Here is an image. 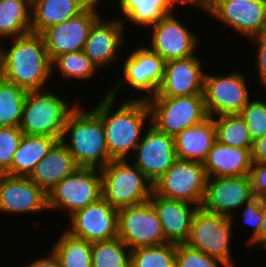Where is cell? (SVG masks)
I'll use <instances>...</instances> for the list:
<instances>
[{
    "mask_svg": "<svg viewBox=\"0 0 266 267\" xmlns=\"http://www.w3.org/2000/svg\"><path fill=\"white\" fill-rule=\"evenodd\" d=\"M127 100L115 106L116 98L102 96L101 101L92 108L102 119L105 130L106 145L112 160H128L142 139L145 124H151L148 103L143 99ZM116 108L115 111H113ZM149 122V123H147Z\"/></svg>",
    "mask_w": 266,
    "mask_h": 267,
    "instance_id": "obj_1",
    "label": "cell"
},
{
    "mask_svg": "<svg viewBox=\"0 0 266 267\" xmlns=\"http://www.w3.org/2000/svg\"><path fill=\"white\" fill-rule=\"evenodd\" d=\"M10 41L9 49L0 45V76L26 92L48 89L52 61L41 34L30 32Z\"/></svg>",
    "mask_w": 266,
    "mask_h": 267,
    "instance_id": "obj_2",
    "label": "cell"
},
{
    "mask_svg": "<svg viewBox=\"0 0 266 267\" xmlns=\"http://www.w3.org/2000/svg\"><path fill=\"white\" fill-rule=\"evenodd\" d=\"M80 106L77 104L68 114L61 142L78 167L102 169L112 160L102 119L93 109Z\"/></svg>",
    "mask_w": 266,
    "mask_h": 267,
    "instance_id": "obj_3",
    "label": "cell"
},
{
    "mask_svg": "<svg viewBox=\"0 0 266 267\" xmlns=\"http://www.w3.org/2000/svg\"><path fill=\"white\" fill-rule=\"evenodd\" d=\"M54 92H27L20 122L23 135L50 136L61 141L67 116L79 102H68L61 93Z\"/></svg>",
    "mask_w": 266,
    "mask_h": 267,
    "instance_id": "obj_4",
    "label": "cell"
},
{
    "mask_svg": "<svg viewBox=\"0 0 266 267\" xmlns=\"http://www.w3.org/2000/svg\"><path fill=\"white\" fill-rule=\"evenodd\" d=\"M136 47L130 50L131 53H127L128 57L125 52L124 58L122 57L124 59L122 70L120 69L122 77L120 76L118 80L116 78L114 86H111L105 95L117 98V94L125 86L137 93L140 92V95L144 94V96L136 95L133 99L147 100L157 94L163 82L166 61L147 45Z\"/></svg>",
    "mask_w": 266,
    "mask_h": 267,
    "instance_id": "obj_5",
    "label": "cell"
},
{
    "mask_svg": "<svg viewBox=\"0 0 266 267\" xmlns=\"http://www.w3.org/2000/svg\"><path fill=\"white\" fill-rule=\"evenodd\" d=\"M102 197L113 207L137 205L153 193L151 181L130 160H111L100 169Z\"/></svg>",
    "mask_w": 266,
    "mask_h": 267,
    "instance_id": "obj_6",
    "label": "cell"
},
{
    "mask_svg": "<svg viewBox=\"0 0 266 267\" xmlns=\"http://www.w3.org/2000/svg\"><path fill=\"white\" fill-rule=\"evenodd\" d=\"M101 197L100 169L79 167L47 193V208L50 212L52 210L68 212V218Z\"/></svg>",
    "mask_w": 266,
    "mask_h": 267,
    "instance_id": "obj_7",
    "label": "cell"
},
{
    "mask_svg": "<svg viewBox=\"0 0 266 267\" xmlns=\"http://www.w3.org/2000/svg\"><path fill=\"white\" fill-rule=\"evenodd\" d=\"M146 101L150 109L151 124L172 137L208 117L204 94L150 97Z\"/></svg>",
    "mask_w": 266,
    "mask_h": 267,
    "instance_id": "obj_8",
    "label": "cell"
},
{
    "mask_svg": "<svg viewBox=\"0 0 266 267\" xmlns=\"http://www.w3.org/2000/svg\"><path fill=\"white\" fill-rule=\"evenodd\" d=\"M232 229L234 228L230 217L198 208L194 213L186 244L220 260L228 267H236L230 247L234 233Z\"/></svg>",
    "mask_w": 266,
    "mask_h": 267,
    "instance_id": "obj_9",
    "label": "cell"
},
{
    "mask_svg": "<svg viewBox=\"0 0 266 267\" xmlns=\"http://www.w3.org/2000/svg\"><path fill=\"white\" fill-rule=\"evenodd\" d=\"M247 75L237 70L224 76L205 72L203 94L208 116L236 114L243 109L251 100Z\"/></svg>",
    "mask_w": 266,
    "mask_h": 267,
    "instance_id": "obj_10",
    "label": "cell"
},
{
    "mask_svg": "<svg viewBox=\"0 0 266 267\" xmlns=\"http://www.w3.org/2000/svg\"><path fill=\"white\" fill-rule=\"evenodd\" d=\"M207 175L203 163L176 159L173 165L153 184V192L167 199L202 204Z\"/></svg>",
    "mask_w": 266,
    "mask_h": 267,
    "instance_id": "obj_11",
    "label": "cell"
},
{
    "mask_svg": "<svg viewBox=\"0 0 266 267\" xmlns=\"http://www.w3.org/2000/svg\"><path fill=\"white\" fill-rule=\"evenodd\" d=\"M118 237L131 250L167 243L150 201L118 209Z\"/></svg>",
    "mask_w": 266,
    "mask_h": 267,
    "instance_id": "obj_12",
    "label": "cell"
},
{
    "mask_svg": "<svg viewBox=\"0 0 266 267\" xmlns=\"http://www.w3.org/2000/svg\"><path fill=\"white\" fill-rule=\"evenodd\" d=\"M165 15L148 29L151 32V42L147 45L151 50L160 55L165 61L184 59L195 55L201 42L196 32L190 30L187 24L178 20L177 13Z\"/></svg>",
    "mask_w": 266,
    "mask_h": 267,
    "instance_id": "obj_13",
    "label": "cell"
},
{
    "mask_svg": "<svg viewBox=\"0 0 266 267\" xmlns=\"http://www.w3.org/2000/svg\"><path fill=\"white\" fill-rule=\"evenodd\" d=\"M249 175L237 177H209L201 209L231 218L235 222V212L254 199Z\"/></svg>",
    "mask_w": 266,
    "mask_h": 267,
    "instance_id": "obj_14",
    "label": "cell"
},
{
    "mask_svg": "<svg viewBox=\"0 0 266 267\" xmlns=\"http://www.w3.org/2000/svg\"><path fill=\"white\" fill-rule=\"evenodd\" d=\"M207 14L247 39L266 31V0H212Z\"/></svg>",
    "mask_w": 266,
    "mask_h": 267,
    "instance_id": "obj_15",
    "label": "cell"
},
{
    "mask_svg": "<svg viewBox=\"0 0 266 267\" xmlns=\"http://www.w3.org/2000/svg\"><path fill=\"white\" fill-rule=\"evenodd\" d=\"M99 7L88 6L79 15L50 26L40 33L51 61L61 54L83 50L90 29L103 16Z\"/></svg>",
    "mask_w": 266,
    "mask_h": 267,
    "instance_id": "obj_16",
    "label": "cell"
},
{
    "mask_svg": "<svg viewBox=\"0 0 266 267\" xmlns=\"http://www.w3.org/2000/svg\"><path fill=\"white\" fill-rule=\"evenodd\" d=\"M70 235L90 243L118 237V209L103 197L68 217Z\"/></svg>",
    "mask_w": 266,
    "mask_h": 267,
    "instance_id": "obj_17",
    "label": "cell"
},
{
    "mask_svg": "<svg viewBox=\"0 0 266 267\" xmlns=\"http://www.w3.org/2000/svg\"><path fill=\"white\" fill-rule=\"evenodd\" d=\"M131 161L154 184L177 159L174 137L147 125Z\"/></svg>",
    "mask_w": 266,
    "mask_h": 267,
    "instance_id": "obj_18",
    "label": "cell"
},
{
    "mask_svg": "<svg viewBox=\"0 0 266 267\" xmlns=\"http://www.w3.org/2000/svg\"><path fill=\"white\" fill-rule=\"evenodd\" d=\"M125 27L119 18L100 17L90 29L83 51L92 63L100 69H106L120 61L121 51L125 47ZM114 62V63H113Z\"/></svg>",
    "mask_w": 266,
    "mask_h": 267,
    "instance_id": "obj_19",
    "label": "cell"
},
{
    "mask_svg": "<svg viewBox=\"0 0 266 267\" xmlns=\"http://www.w3.org/2000/svg\"><path fill=\"white\" fill-rule=\"evenodd\" d=\"M48 211L47 193L27 176L0 173V213L27 215Z\"/></svg>",
    "mask_w": 266,
    "mask_h": 267,
    "instance_id": "obj_20",
    "label": "cell"
},
{
    "mask_svg": "<svg viewBox=\"0 0 266 267\" xmlns=\"http://www.w3.org/2000/svg\"><path fill=\"white\" fill-rule=\"evenodd\" d=\"M198 54L165 62L164 78L152 97H181L203 94L205 70ZM204 69V70H202Z\"/></svg>",
    "mask_w": 266,
    "mask_h": 267,
    "instance_id": "obj_21",
    "label": "cell"
},
{
    "mask_svg": "<svg viewBox=\"0 0 266 267\" xmlns=\"http://www.w3.org/2000/svg\"><path fill=\"white\" fill-rule=\"evenodd\" d=\"M149 201L161 222L166 241L174 244L186 243L194 213L199 207L186 201L167 199L154 192Z\"/></svg>",
    "mask_w": 266,
    "mask_h": 267,
    "instance_id": "obj_22",
    "label": "cell"
},
{
    "mask_svg": "<svg viewBox=\"0 0 266 267\" xmlns=\"http://www.w3.org/2000/svg\"><path fill=\"white\" fill-rule=\"evenodd\" d=\"M203 167L209 177H237L250 174L251 149L231 147L216 141L209 150Z\"/></svg>",
    "mask_w": 266,
    "mask_h": 267,
    "instance_id": "obj_23",
    "label": "cell"
},
{
    "mask_svg": "<svg viewBox=\"0 0 266 267\" xmlns=\"http://www.w3.org/2000/svg\"><path fill=\"white\" fill-rule=\"evenodd\" d=\"M216 142L213 117L184 129L174 137L176 157L203 163Z\"/></svg>",
    "mask_w": 266,
    "mask_h": 267,
    "instance_id": "obj_24",
    "label": "cell"
},
{
    "mask_svg": "<svg viewBox=\"0 0 266 267\" xmlns=\"http://www.w3.org/2000/svg\"><path fill=\"white\" fill-rule=\"evenodd\" d=\"M77 168L67 147L58 141L30 173L28 178L48 193L58 182Z\"/></svg>",
    "mask_w": 266,
    "mask_h": 267,
    "instance_id": "obj_25",
    "label": "cell"
},
{
    "mask_svg": "<svg viewBox=\"0 0 266 267\" xmlns=\"http://www.w3.org/2000/svg\"><path fill=\"white\" fill-rule=\"evenodd\" d=\"M88 5L83 0H32L31 31L40 34L82 13Z\"/></svg>",
    "mask_w": 266,
    "mask_h": 267,
    "instance_id": "obj_26",
    "label": "cell"
},
{
    "mask_svg": "<svg viewBox=\"0 0 266 267\" xmlns=\"http://www.w3.org/2000/svg\"><path fill=\"white\" fill-rule=\"evenodd\" d=\"M119 3L118 14L122 15L119 18L124 27L128 26L127 23L132 25H136L142 30L157 23L160 19H162L165 15L173 13V7L169 3L168 0H117ZM126 20V22H125ZM129 21V22H128ZM131 21V22H130ZM127 25V26H126ZM144 27V29H143Z\"/></svg>",
    "mask_w": 266,
    "mask_h": 267,
    "instance_id": "obj_27",
    "label": "cell"
},
{
    "mask_svg": "<svg viewBox=\"0 0 266 267\" xmlns=\"http://www.w3.org/2000/svg\"><path fill=\"white\" fill-rule=\"evenodd\" d=\"M58 141L50 136L23 135L5 174L28 177Z\"/></svg>",
    "mask_w": 266,
    "mask_h": 267,
    "instance_id": "obj_28",
    "label": "cell"
},
{
    "mask_svg": "<svg viewBox=\"0 0 266 267\" xmlns=\"http://www.w3.org/2000/svg\"><path fill=\"white\" fill-rule=\"evenodd\" d=\"M32 0H0V40L31 31Z\"/></svg>",
    "mask_w": 266,
    "mask_h": 267,
    "instance_id": "obj_29",
    "label": "cell"
},
{
    "mask_svg": "<svg viewBox=\"0 0 266 267\" xmlns=\"http://www.w3.org/2000/svg\"><path fill=\"white\" fill-rule=\"evenodd\" d=\"M59 235L51 250L58 257L61 267H92V243L65 230Z\"/></svg>",
    "mask_w": 266,
    "mask_h": 267,
    "instance_id": "obj_30",
    "label": "cell"
},
{
    "mask_svg": "<svg viewBox=\"0 0 266 267\" xmlns=\"http://www.w3.org/2000/svg\"><path fill=\"white\" fill-rule=\"evenodd\" d=\"M216 141L231 147L252 149L249 127L239 113L213 117Z\"/></svg>",
    "mask_w": 266,
    "mask_h": 267,
    "instance_id": "obj_31",
    "label": "cell"
},
{
    "mask_svg": "<svg viewBox=\"0 0 266 267\" xmlns=\"http://www.w3.org/2000/svg\"><path fill=\"white\" fill-rule=\"evenodd\" d=\"M27 92L0 76V127H20Z\"/></svg>",
    "mask_w": 266,
    "mask_h": 267,
    "instance_id": "obj_32",
    "label": "cell"
},
{
    "mask_svg": "<svg viewBox=\"0 0 266 267\" xmlns=\"http://www.w3.org/2000/svg\"><path fill=\"white\" fill-rule=\"evenodd\" d=\"M99 71L92 61L85 55L84 51L64 53L52 61V75L55 72L67 80H89Z\"/></svg>",
    "mask_w": 266,
    "mask_h": 267,
    "instance_id": "obj_33",
    "label": "cell"
},
{
    "mask_svg": "<svg viewBox=\"0 0 266 267\" xmlns=\"http://www.w3.org/2000/svg\"><path fill=\"white\" fill-rule=\"evenodd\" d=\"M92 267H130L131 249L119 237L92 243Z\"/></svg>",
    "mask_w": 266,
    "mask_h": 267,
    "instance_id": "obj_34",
    "label": "cell"
},
{
    "mask_svg": "<svg viewBox=\"0 0 266 267\" xmlns=\"http://www.w3.org/2000/svg\"><path fill=\"white\" fill-rule=\"evenodd\" d=\"M176 244L137 247L131 250L130 267H175Z\"/></svg>",
    "mask_w": 266,
    "mask_h": 267,
    "instance_id": "obj_35",
    "label": "cell"
},
{
    "mask_svg": "<svg viewBox=\"0 0 266 267\" xmlns=\"http://www.w3.org/2000/svg\"><path fill=\"white\" fill-rule=\"evenodd\" d=\"M262 97H252L239 112L249 127L253 141L266 134V102Z\"/></svg>",
    "mask_w": 266,
    "mask_h": 267,
    "instance_id": "obj_36",
    "label": "cell"
},
{
    "mask_svg": "<svg viewBox=\"0 0 266 267\" xmlns=\"http://www.w3.org/2000/svg\"><path fill=\"white\" fill-rule=\"evenodd\" d=\"M228 267L218 259L190 247L186 243L176 244L175 267Z\"/></svg>",
    "mask_w": 266,
    "mask_h": 267,
    "instance_id": "obj_37",
    "label": "cell"
},
{
    "mask_svg": "<svg viewBox=\"0 0 266 267\" xmlns=\"http://www.w3.org/2000/svg\"><path fill=\"white\" fill-rule=\"evenodd\" d=\"M22 136L20 127H0V173H5L11 167Z\"/></svg>",
    "mask_w": 266,
    "mask_h": 267,
    "instance_id": "obj_38",
    "label": "cell"
},
{
    "mask_svg": "<svg viewBox=\"0 0 266 267\" xmlns=\"http://www.w3.org/2000/svg\"><path fill=\"white\" fill-rule=\"evenodd\" d=\"M240 209L243 210L240 214L242 215L244 223H246L247 226H250L251 229L253 228L251 231L252 233L246 243L248 244L259 233L261 227V222L263 219L262 199L255 197L250 202L240 207L239 210Z\"/></svg>",
    "mask_w": 266,
    "mask_h": 267,
    "instance_id": "obj_39",
    "label": "cell"
},
{
    "mask_svg": "<svg viewBox=\"0 0 266 267\" xmlns=\"http://www.w3.org/2000/svg\"><path fill=\"white\" fill-rule=\"evenodd\" d=\"M255 45H257V57H256V70L257 79L261 87L266 89V31L260 35H257L250 39Z\"/></svg>",
    "mask_w": 266,
    "mask_h": 267,
    "instance_id": "obj_40",
    "label": "cell"
},
{
    "mask_svg": "<svg viewBox=\"0 0 266 267\" xmlns=\"http://www.w3.org/2000/svg\"><path fill=\"white\" fill-rule=\"evenodd\" d=\"M249 176L254 197L266 199V163H252Z\"/></svg>",
    "mask_w": 266,
    "mask_h": 267,
    "instance_id": "obj_41",
    "label": "cell"
},
{
    "mask_svg": "<svg viewBox=\"0 0 266 267\" xmlns=\"http://www.w3.org/2000/svg\"><path fill=\"white\" fill-rule=\"evenodd\" d=\"M262 213L263 219L261 222L259 233L248 244H246L248 245L247 247L251 248V250L256 247L260 250H266V199H262Z\"/></svg>",
    "mask_w": 266,
    "mask_h": 267,
    "instance_id": "obj_42",
    "label": "cell"
},
{
    "mask_svg": "<svg viewBox=\"0 0 266 267\" xmlns=\"http://www.w3.org/2000/svg\"><path fill=\"white\" fill-rule=\"evenodd\" d=\"M251 158L252 163H266V134L253 141Z\"/></svg>",
    "mask_w": 266,
    "mask_h": 267,
    "instance_id": "obj_43",
    "label": "cell"
},
{
    "mask_svg": "<svg viewBox=\"0 0 266 267\" xmlns=\"http://www.w3.org/2000/svg\"><path fill=\"white\" fill-rule=\"evenodd\" d=\"M24 267H61L58 257L51 250L45 257H39L28 262Z\"/></svg>",
    "mask_w": 266,
    "mask_h": 267,
    "instance_id": "obj_44",
    "label": "cell"
},
{
    "mask_svg": "<svg viewBox=\"0 0 266 267\" xmlns=\"http://www.w3.org/2000/svg\"><path fill=\"white\" fill-rule=\"evenodd\" d=\"M169 3L172 5V7L176 8V6L179 4L180 6H185L187 5L188 7V4L190 6L191 4V7L193 5V7H196V8H199V9H202L201 12H203V10L205 12H208V10L210 9V6H211V1L212 0H168Z\"/></svg>",
    "mask_w": 266,
    "mask_h": 267,
    "instance_id": "obj_45",
    "label": "cell"
},
{
    "mask_svg": "<svg viewBox=\"0 0 266 267\" xmlns=\"http://www.w3.org/2000/svg\"><path fill=\"white\" fill-rule=\"evenodd\" d=\"M88 6H100L99 2L102 0H83Z\"/></svg>",
    "mask_w": 266,
    "mask_h": 267,
    "instance_id": "obj_46",
    "label": "cell"
}]
</instances>
